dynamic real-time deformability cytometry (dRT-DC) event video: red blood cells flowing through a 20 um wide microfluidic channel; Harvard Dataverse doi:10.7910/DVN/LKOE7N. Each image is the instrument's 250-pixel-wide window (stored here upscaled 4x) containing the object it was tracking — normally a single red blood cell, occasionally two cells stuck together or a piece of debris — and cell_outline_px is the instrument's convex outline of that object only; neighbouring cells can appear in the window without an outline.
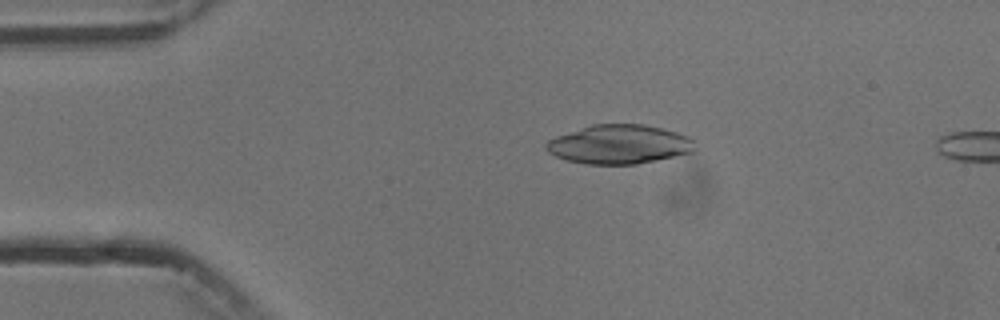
{"species": "common noctule bat (a hibernating species)", "species_latin": "Nyctalus noctula", "temperature_condition": "cold", "stored_images_in_passage": 4, "camera_frame_rate_fps": 3000, "um_per_image_px": 0.085, "animal": {"sex": "male", "body_mass_g": 13.3}, "frame": {"image": 1, "passage_image": 3, "time_ms": 2.333, "image_size_px": [1000, 320], "cell_outline_px": [[696, 152], [636, 164], [588, 164], [568, 160], [556, 156], [548, 152], [544, 148], [544, 144], [548, 140], [556, 136], [592, 124], [644, 124], [676, 132], [688, 136], [692, 140]], "centroid_in_image_um": [52.63, 12.27], "position_along_channel_um": 32.4, "area_um2": 33.81}}